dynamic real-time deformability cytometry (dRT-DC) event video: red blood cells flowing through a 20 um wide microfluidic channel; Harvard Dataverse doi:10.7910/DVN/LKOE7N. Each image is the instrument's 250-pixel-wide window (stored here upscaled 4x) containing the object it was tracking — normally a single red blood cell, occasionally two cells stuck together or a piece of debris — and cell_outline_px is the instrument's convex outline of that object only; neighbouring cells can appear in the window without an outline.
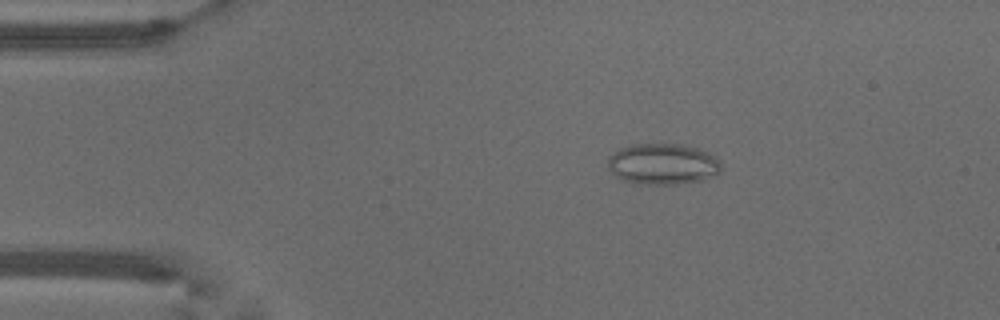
{"species": "common noctule bat (a hibernating species)", "species_latin": "Nyctalus noctula", "temperature_condition": "warm", "stored_images_in_passage": 51, "camera_frame_rate_fps": 3000, "um_per_image_px": 0.085, "animal": {"sex": "male", "body_mass_g": 18.8}, "frame": {"image": 1, "passage_image": 8, "time_ms": 2.333, "image_size_px": [1000, 320], "cell_outline_px": [[720, 172], [700, 180], [676, 184], [644, 184], [624, 180], [616, 176], [608, 168], [608, 156], [612, 152], [620, 148], [632, 144], [680, 144], [696, 148], [708, 152], [716, 156], [720, 160]], "centroid_in_image_um": [56.31, 13.92], "position_along_channel_um": 28.7, "area_um2": 26.99}}
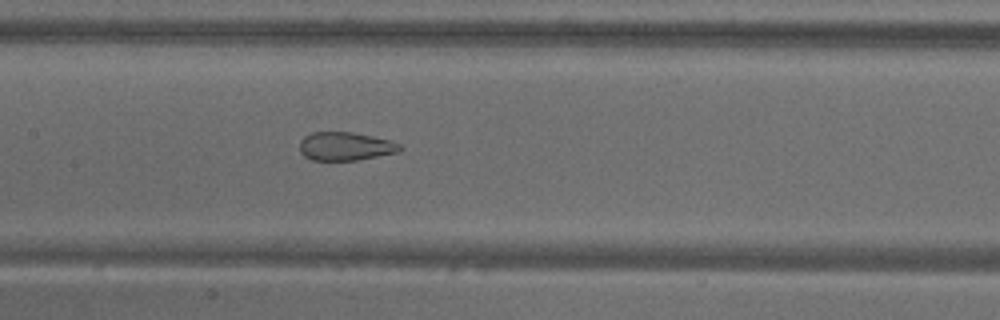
{"frame": {"image": 2, "passage_image": 24, "time_ms": 7.667, "image_size_px": [1000, 320], "cell_outline_px": [[404, 148], [400, 152], [356, 160], [312, 160], [304, 156], [300, 152], [300, 140], [304, 136], [312, 132], [352, 132], [372, 136], [388, 140], [400, 144]], "centroid_in_image_um": [29.36, 12.43], "position_along_channel_um": 178.0, "area_um2": 16.65}}
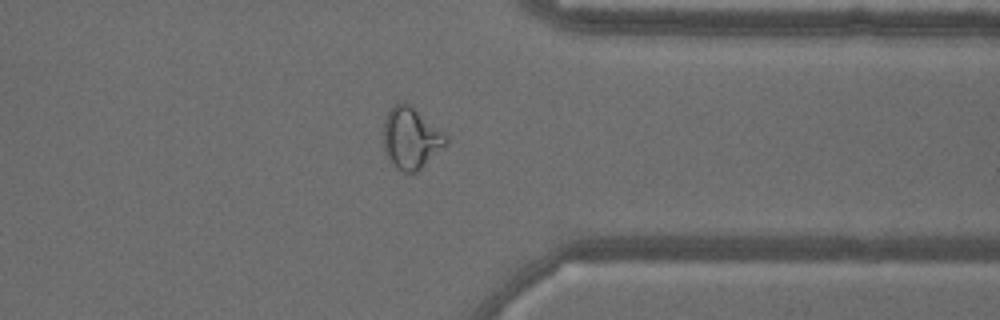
{"frame": {"image": 3, "passage_image": 40, "time_ms": 13.0, "image_size_px": [1000, 320], "cell_outline_px": [[448, 144], [416, 172], [404, 172], [396, 168], [392, 164], [384, 152], [384, 120], [388, 112], [396, 104], [408, 104], [448, 136]], "centroid_in_image_um": [34.93, 11.79], "position_along_channel_um": 376.5, "area_um2": 21.91}, "authors_computed_cell_mechanics": {"area_um2": 22.4842, "velocity_mm_per_s": 3.8149, "shape_relaxation_time_tau1_ms": null, "shape_relaxation_time_tau2_ms": 1.1574, "deformation_change_tau1": null, "deformation_change_tau2": 0.087}}